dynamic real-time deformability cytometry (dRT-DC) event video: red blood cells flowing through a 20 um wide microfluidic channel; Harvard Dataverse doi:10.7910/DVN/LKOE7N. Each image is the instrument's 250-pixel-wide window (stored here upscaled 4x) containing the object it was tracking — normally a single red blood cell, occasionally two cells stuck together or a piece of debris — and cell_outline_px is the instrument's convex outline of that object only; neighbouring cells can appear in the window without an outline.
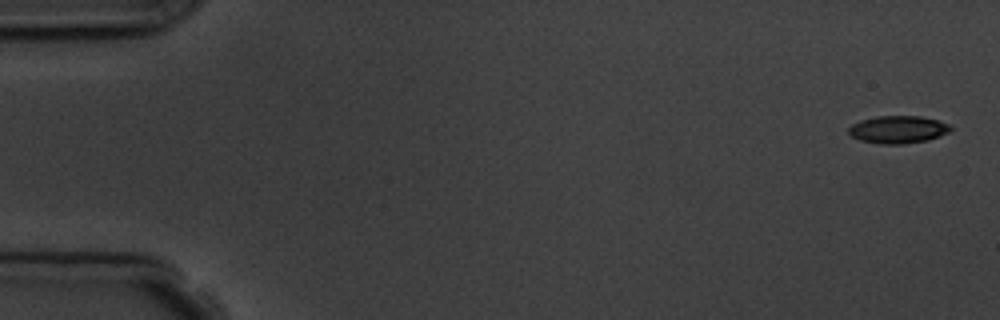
{"species": "common noctule bat (a hibernating species)", "species_latin": "Nyctalus noctula", "temperature_condition": "room temperature", "stored_images_in_passage": 11, "camera_frame_rate_fps": 3000, "um_per_image_px": 0.085, "animal": {"sex": "male", "body_mass_g": 19.5, "forearm_length_mm": 54.6}, "frame": {"image": 1, "passage_image": 1, "time_ms": 0.0, "image_size_px": [1000, 320], "cell_outline_px": [[952, 128], [948, 132], [928, 140], [904, 144], [880, 144], [860, 140], [852, 136], [848, 132], [848, 128], [852, 124], [860, 120], [876, 116], [920, 116], [936, 120], [948, 124]], "centroid_in_image_um": [76.29, 11.01], "position_along_channel_um": 8.7, "area_um2": 16.3}}
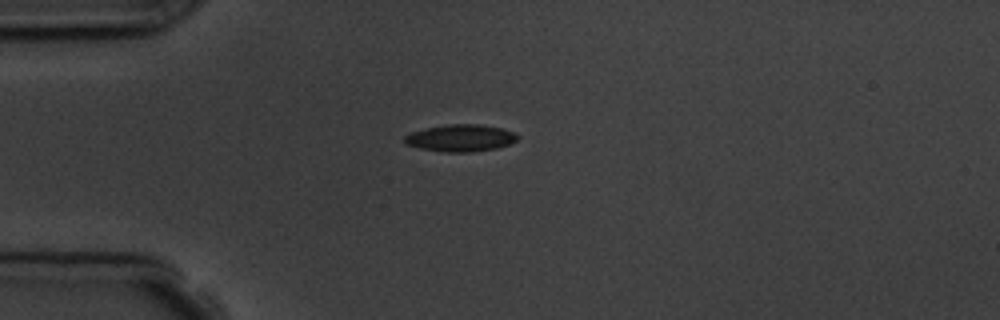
{"frame": {"image": 2, "passage_image": 4, "time_ms": 4.333, "image_size_px": [1000, 320], "cell_outline_px": [[520, 136], [516, 140], [508, 144], [496, 148], [472, 152], [444, 152], [420, 148], [404, 144], [404, 136], [412, 132], [424, 128], [448, 124], [476, 124], [500, 128], [516, 132]], "centroid_in_image_um": [39.13, 11.73], "position_along_channel_um": 45.9, "area_um2": 17.8}}